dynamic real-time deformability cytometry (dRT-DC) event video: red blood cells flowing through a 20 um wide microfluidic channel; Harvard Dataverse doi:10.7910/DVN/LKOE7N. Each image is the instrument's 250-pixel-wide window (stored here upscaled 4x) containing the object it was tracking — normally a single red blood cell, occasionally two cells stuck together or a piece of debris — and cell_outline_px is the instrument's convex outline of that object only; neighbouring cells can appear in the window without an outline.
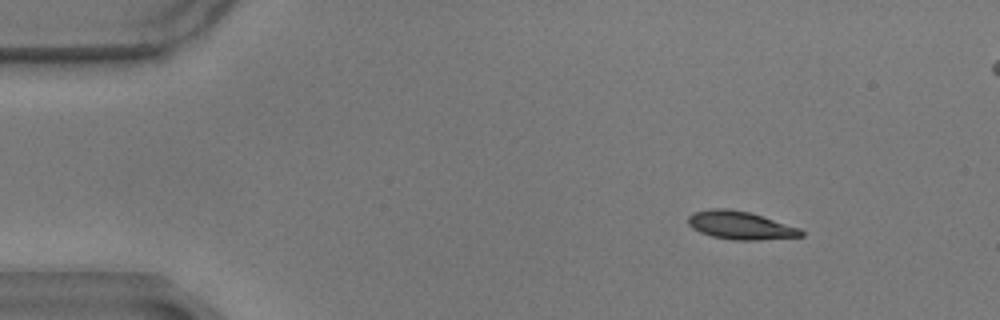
{"species": "common noctule bat (a hibernating species)", "species_latin": "Nyctalus noctula", "temperature_condition": "warm", "stored_images_in_passage": 29, "camera_frame_rate_fps": 3000, "um_per_image_px": 0.085, "animal": {"sex": "male", "body_mass_g": 17.9}, "frame": {"image": 1, "passage_image": 1, "time_ms": 0.0, "image_size_px": [1000, 320], "cell_outline_px": [[804, 236], [756, 240], [732, 240], [712, 236], [700, 232], [692, 228], [688, 224], [688, 216], [692, 212], [712, 208], [728, 208], [748, 212], [800, 228], [804, 232]], "centroid_in_image_um": [62.9, 19.15], "position_along_channel_um": 22.1, "area_um2": 18.44}}
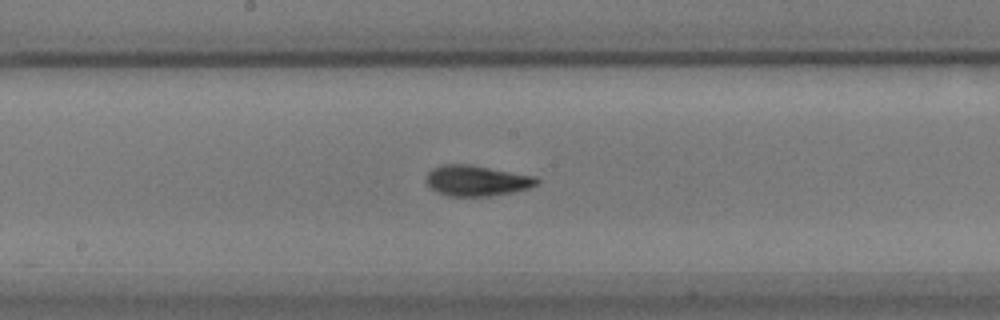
{"frame": {"image": 2, "passage_image": 24, "time_ms": 7.667, "image_size_px": [1000, 320], "cell_outline_px": [[540, 184], [528, 188], [512, 192], [492, 196], [448, 196], [432, 188], [424, 180], [428, 172], [432, 168], [444, 164], [468, 164], [536, 176], [540, 180]], "centroid_in_image_um": [40.54, 15.35], "position_along_channel_um": 207.7, "area_um2": 19.77}}
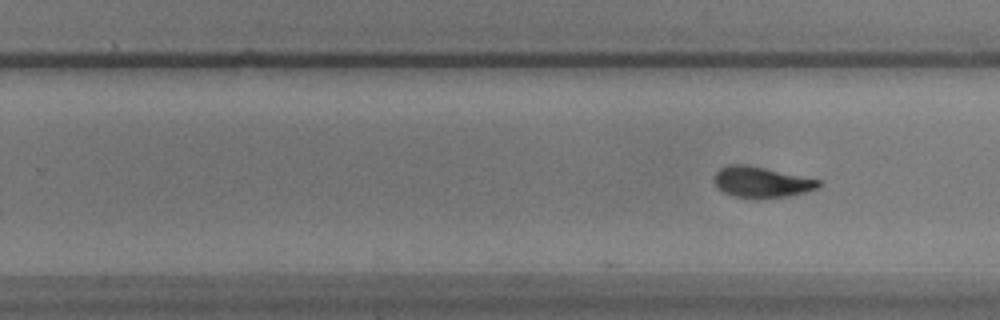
{"frame": {"image": 3, "passage_image": 29, "time_ms": 9.333, "image_size_px": [1000, 320], "cell_outline_px": [[820, 188], [788, 196], [732, 196], [716, 188], [712, 180], [712, 176], [720, 168], [728, 164], [744, 164], [764, 168], [820, 180]], "centroid_in_image_um": [64.65, 15.45], "position_along_channel_um": 265.1, "area_um2": 18.32}}